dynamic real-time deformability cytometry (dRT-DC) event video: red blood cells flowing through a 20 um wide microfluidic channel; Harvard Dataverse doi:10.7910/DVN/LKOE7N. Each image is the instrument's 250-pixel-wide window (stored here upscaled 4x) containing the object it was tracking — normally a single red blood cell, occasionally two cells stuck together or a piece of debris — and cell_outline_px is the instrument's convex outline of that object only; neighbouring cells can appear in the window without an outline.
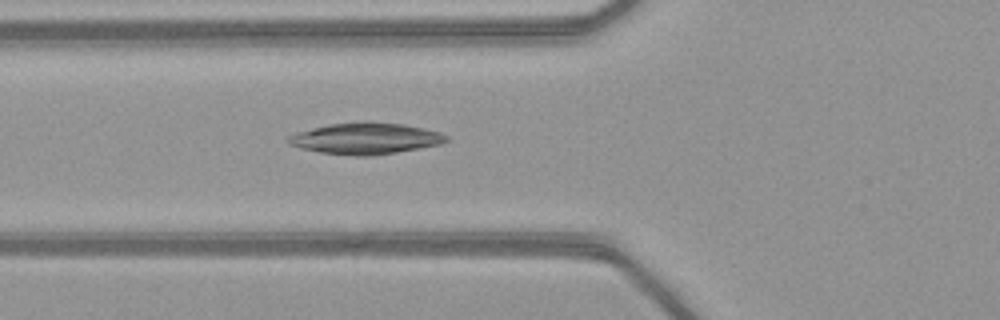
{"species": "common noctule bat (a hibernating species)", "species_latin": "Nyctalus noctula", "temperature_condition": "warm", "stored_images_in_passage": 51, "camera_frame_rate_fps": 3000, "um_per_image_px": 0.085, "animal": {"sex": "female", "body_mass_g": 21.9}, "frame": {"image": 1, "passage_image": 20, "time_ms": 6.333, "image_size_px": [1000, 320], "cell_outline_px": [[448, 140], [440, 144], [420, 148], [396, 152], [368, 156], [352, 156], [320, 152], [300, 148], [288, 144], [284, 140], [288, 136], [296, 132], [328, 124], [360, 120], [368, 120], [404, 124], [424, 128], [440, 132], [448, 136]], "centroid_in_image_um": [31.03, 11.75], "position_along_channel_um": 94.8, "area_um2": 29.36}}
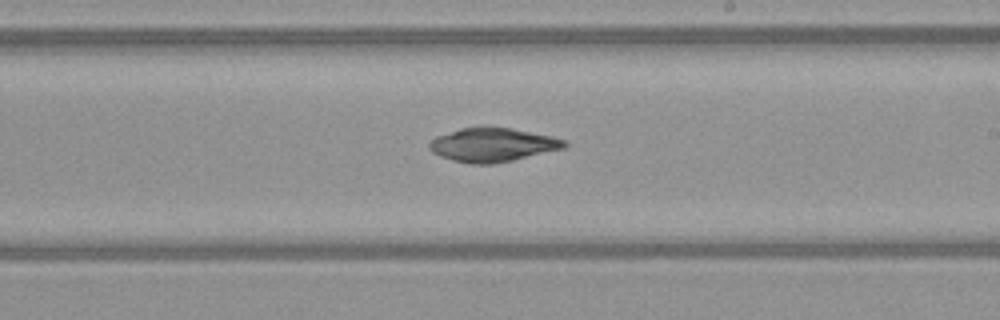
{"frame": {"image": 2, "passage_image": 31, "time_ms": 10.0, "image_size_px": [1000, 320], "cell_outline_px": [[568, 144], [564, 148], [512, 160], [492, 164], [472, 164], [452, 160], [440, 156], [432, 152], [428, 148], [428, 144], [436, 136], [460, 128], [512, 128], [552, 136], [564, 140]], "centroid_in_image_um": [41.85, 12.32], "position_along_channel_um": 247.2, "area_um2": 26.24}}
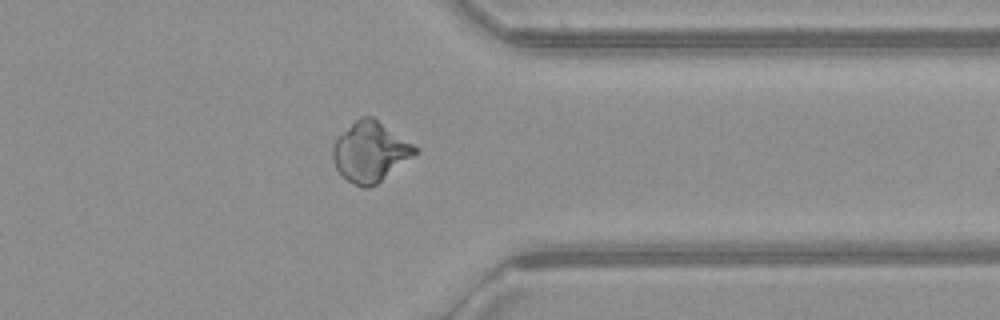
{"frame": {"image": 3, "passage_image": 41, "time_ms": 13.333, "image_size_px": [1000, 320], "cell_outline_px": [[420, 148], [412, 156], [376, 184], [368, 188], [364, 188], [348, 180], [336, 168], [332, 160], [332, 148], [336, 136], [360, 116], [372, 116]], "centroid_in_image_um": [31.44, 12.87], "position_along_channel_um": 380.0, "area_um2": 28.5}, "authors_computed_cell_mechanics": {"area_um2": 28.322, "velocity_mm_per_s": 4.1281, "shape_relaxation_time_tau1_ms": null, "shape_relaxation_time_tau2_ms": 4.2757, "deformation_change_tau1": null, "deformation_change_tau2": 0.0426}}